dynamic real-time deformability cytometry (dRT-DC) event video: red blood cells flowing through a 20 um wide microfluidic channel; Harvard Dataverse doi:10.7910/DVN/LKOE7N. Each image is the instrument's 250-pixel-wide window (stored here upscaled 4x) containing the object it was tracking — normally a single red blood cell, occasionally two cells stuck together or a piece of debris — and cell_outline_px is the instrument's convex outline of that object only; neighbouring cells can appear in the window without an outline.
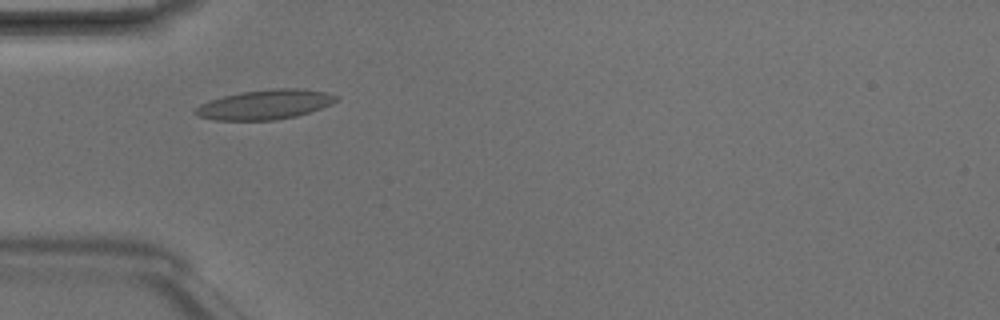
{"species": "Egyptian fruit bat (a non-hibernating species)", "species_latin": "Rousettus aegyptiacus", "temperature_condition": "room temperature", "stored_images_in_passage": 8, "camera_frame_rate_fps": 3000, "um_per_image_px": 0.085, "animal": {"sex": "male"}, "frame": {"image": 1, "passage_image": 4, "time_ms": 1.0, "image_size_px": [1000, 320], "cell_outline_px": [[336, 100], [332, 104], [296, 116], [272, 120], [212, 120], [200, 116], [192, 112], [200, 104], [224, 96], [240, 92], [276, 88], [300, 88], [324, 92], [336, 96]], "centroid_in_image_um": [22.5, 8.89], "position_along_channel_um": 62.5, "area_um2": 23.99}}